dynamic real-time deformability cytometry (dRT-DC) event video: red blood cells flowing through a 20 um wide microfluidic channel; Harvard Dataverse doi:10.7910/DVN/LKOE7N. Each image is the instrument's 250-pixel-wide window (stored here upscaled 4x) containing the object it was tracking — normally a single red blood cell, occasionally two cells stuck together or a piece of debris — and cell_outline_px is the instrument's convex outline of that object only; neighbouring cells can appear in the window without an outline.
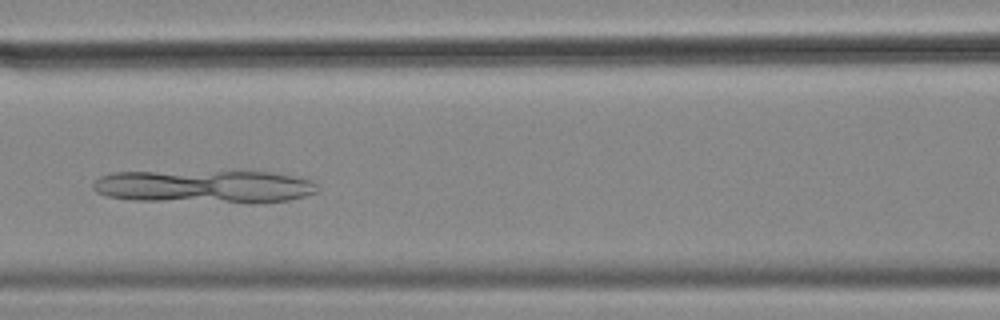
{"species": "common noctule bat (a hibernating species)", "species_latin": "Nyctalus noctula", "temperature_condition": "cold", "stored_images_in_passage": 55, "camera_frame_rate_fps": 3000, "um_per_image_px": 0.085, "animal": {"sex": "female", "body_mass_g": 18.4}, "frame": {"image": 1, "passage_image": 24, "time_ms": 7.667, "image_size_px": [1000, 320], "cell_outline_px": [[320, 188], [316, 192], [292, 200], [252, 204], [132, 200], [108, 196], [96, 192], [92, 188], [92, 184], [100, 176], [112, 172], [272, 172], [312, 180]], "centroid_in_image_um": [17.4, 15.88], "position_along_channel_um": 149.2, "area_um2": 43.81}}